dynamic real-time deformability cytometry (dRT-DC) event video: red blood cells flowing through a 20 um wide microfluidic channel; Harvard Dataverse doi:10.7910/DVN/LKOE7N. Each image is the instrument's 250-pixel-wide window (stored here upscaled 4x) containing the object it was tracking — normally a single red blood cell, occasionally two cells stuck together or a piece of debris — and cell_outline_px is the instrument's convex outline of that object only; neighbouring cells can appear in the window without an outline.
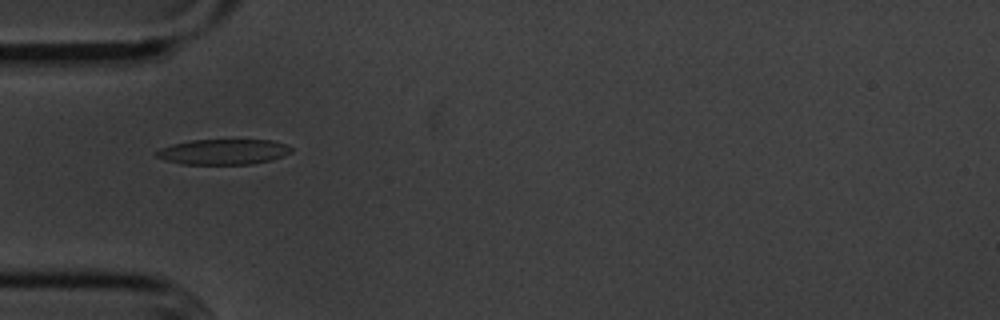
{"species": "common noctule bat (a hibernating species)", "species_latin": "Nyctalus noctula", "temperature_condition": "cold", "stored_images_in_passage": 3, "camera_frame_rate_fps": 3000, "um_per_image_px": 0.085, "animal": {"sex": "male", "body_mass_g": 20.1, "forearm_length_mm": 53.5}, "frame": {"image": 1, "passage_image": 1, "time_ms": 0.0, "image_size_px": [1000, 320], "cell_outline_px": [[292, 152], [284, 156], [272, 160], [252, 164], [180, 164], [164, 160], [156, 156], [156, 152], [160, 148], [172, 144], [192, 140], [272, 140], [288, 144], [292, 148]], "centroid_in_image_um": [19.02, 12.91], "position_along_channel_um": 66.0, "area_um2": 20.11}}
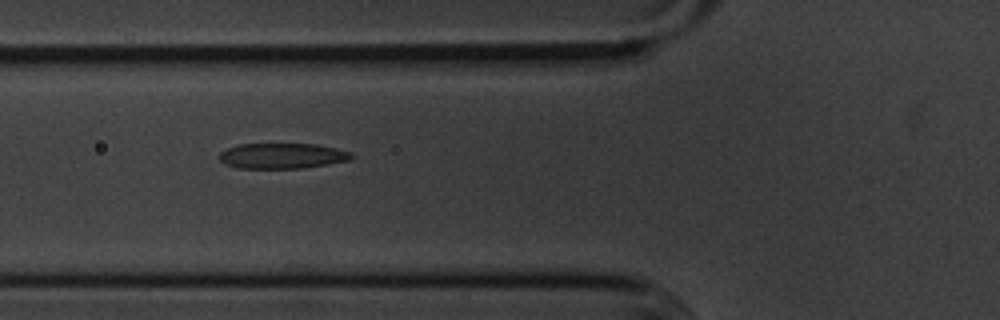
{"frame": {"image": 2, "passage_image": 2, "time_ms": 1.0, "image_size_px": [1000, 320], "cell_outline_px": [[352, 156], [348, 160], [328, 164], [304, 168], [236, 168], [224, 164], [220, 160], [220, 152], [228, 148], [240, 144], [316, 144], [336, 148], [352, 152]], "centroid_in_image_um": [23.97, 13.25], "position_along_channel_um": 101.8, "area_um2": 19.54}}
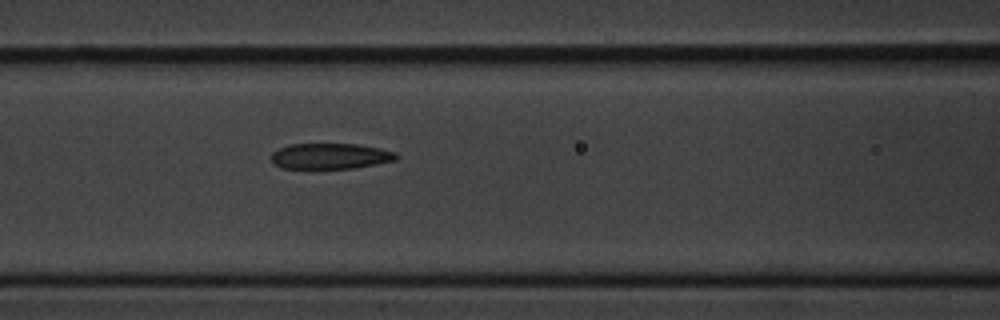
{"frame": {"image": 3, "passage_image": 3, "time_ms": 2.0, "image_size_px": [1000, 320], "cell_outline_px": [[400, 156], [396, 160], [352, 168], [280, 168], [272, 160], [272, 152], [288, 144], [356, 144], [380, 148], [396, 152]], "centroid_in_image_um": [28.1, 13.26], "position_along_channel_um": 138.5, "area_um2": 18.61}}